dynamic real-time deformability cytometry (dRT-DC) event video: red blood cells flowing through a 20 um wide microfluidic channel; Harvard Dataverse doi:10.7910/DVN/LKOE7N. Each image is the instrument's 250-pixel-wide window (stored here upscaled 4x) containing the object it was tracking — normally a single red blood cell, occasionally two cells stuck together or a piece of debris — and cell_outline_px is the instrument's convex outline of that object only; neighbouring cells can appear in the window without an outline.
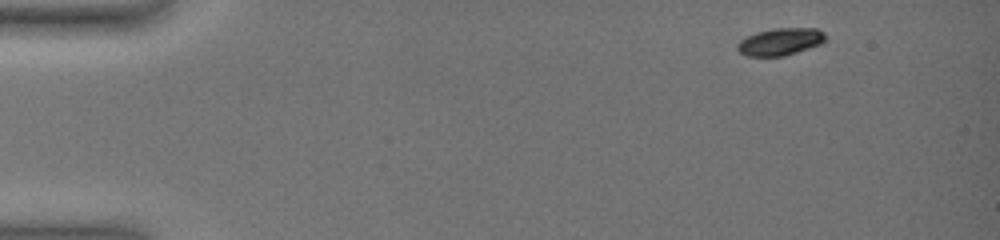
{"species": "common noctule bat (a hibernating species)", "species_latin": "Nyctalus noctula", "temperature_condition": "warm", "stored_images_in_passage": 17, "camera_frame_rate_fps": 3000, "um_per_image_px": 0.085, "animal": {"sex": "female", "body_mass_g": 19.0, "forearm_length_mm": 51.5}, "frame": {"image": 1, "passage_image": 1, "time_ms": 0.0, "image_size_px": [1000, 240], "cell_outline_px": [[828, 40], [820, 44], [784, 56], [748, 56], [740, 52], [736, 48], [736, 44], [740, 40], [756, 32], [776, 28], [816, 28], [824, 32], [828, 36]], "centroid_in_image_um": [66.36, 3.53], "position_along_channel_um": 18.6, "area_um2": 14.05}}
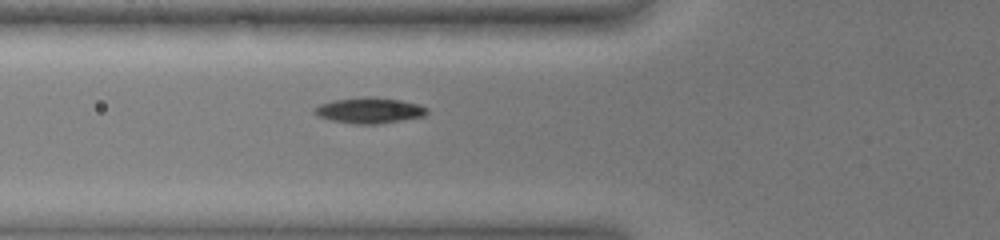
{"frame": {"image": 2, "passage_image": 8, "time_ms": 5.333, "image_size_px": [1000, 240], "cell_outline_px": [[428, 112], [424, 116], [380, 124], [352, 124], [328, 120], [316, 116], [312, 112], [312, 108], [320, 104], [332, 100], [364, 96], [372, 96], [400, 100], [420, 104], [428, 108]], "centroid_in_image_um": [31.35, 9.38], "position_along_channel_um": 94.5, "area_um2": 17.34}}
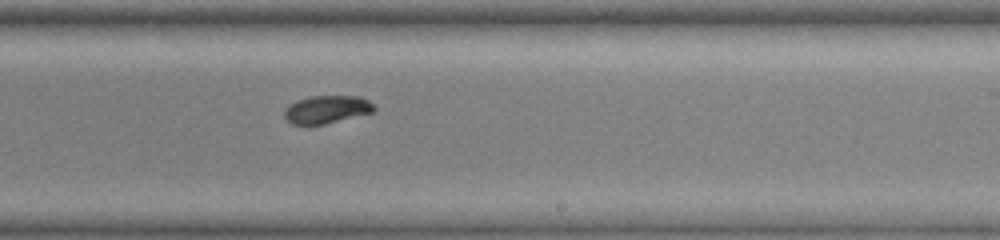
{"frame": {"image": 3, "passage_image": 17, "time_ms": 10.0, "image_size_px": [1000, 240], "cell_outline_px": [[376, 108], [372, 112], [324, 124], [292, 124], [284, 116], [284, 108], [296, 100], [308, 96], [360, 96], [368, 100]], "centroid_in_image_um": [27.74, 9.28], "position_along_channel_um": 261.3, "area_um2": 14.45}}